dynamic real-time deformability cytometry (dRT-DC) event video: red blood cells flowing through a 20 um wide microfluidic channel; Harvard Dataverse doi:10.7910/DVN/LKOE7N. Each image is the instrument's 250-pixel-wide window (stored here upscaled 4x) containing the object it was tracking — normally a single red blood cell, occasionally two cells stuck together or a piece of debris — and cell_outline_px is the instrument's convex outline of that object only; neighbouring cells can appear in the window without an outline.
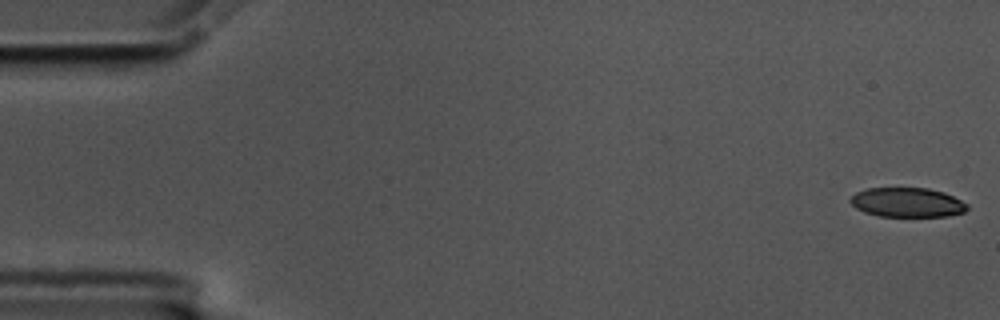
{"species": "common noctule bat (a hibernating species)", "species_latin": "Nyctalus noctula", "temperature_condition": "cold", "stored_images_in_passage": 55, "camera_frame_rate_fps": 3000, "um_per_image_px": 0.085, "animal": {"sex": "male", "body_mass_g": 17.5, "forearm_length_mm": 52.3}, "frame": {"image": 1, "passage_image": 1, "time_ms": 0.0, "image_size_px": [1000, 320], "cell_outline_px": [[968, 208], [964, 212], [948, 216], [880, 216], [864, 212], [856, 208], [848, 200], [856, 192], [868, 188], [928, 188], [944, 192], [968, 204]], "centroid_in_image_um": [77.11, 17.2], "position_along_channel_um": 7.9, "area_um2": 20.0}}
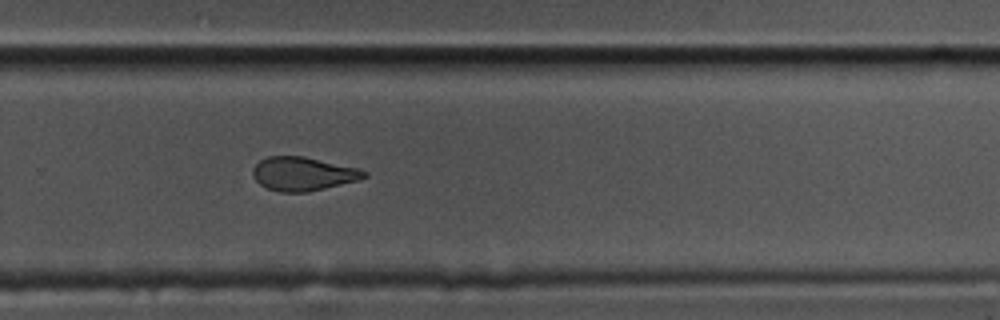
{"frame": {"image": 2, "passage_image": 38, "time_ms": 12.333, "image_size_px": [1000, 320], "cell_outline_px": [[368, 176], [360, 180], [308, 192], [280, 192], [268, 188], [260, 184], [252, 176], [252, 168], [260, 160], [268, 156], [304, 156], [360, 168], [368, 172]], "centroid_in_image_um": [25.79, 14.77], "position_along_channel_um": 304.0, "area_um2": 22.08}}
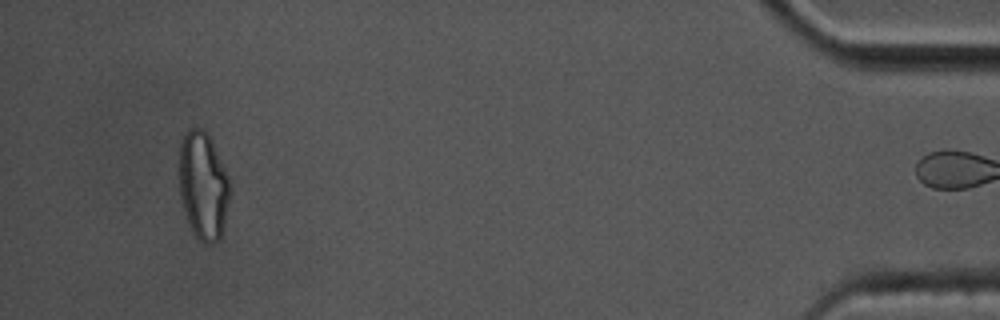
{"frame": {"image": 3, "passage_image": 54, "time_ms": 17.667, "image_size_px": [1000, 320], "cell_outline_px": [[228, 200], [224, 224], [220, 240], [212, 244], [204, 244], [196, 236], [184, 212], [180, 196], [180, 140], [184, 132], [188, 128], [204, 128], [208, 132], [212, 140], [228, 176]], "centroid_in_image_um": [17.25, 15.74], "position_along_channel_um": 417.9, "area_um2": 31.67}, "authors_computed_cell_mechanics": {"area_um2": 22.7732, "velocity_mm_per_s": 3.5089, "shape_relaxation_time_tau1_ms": 5.6961, "shape_relaxation_time_tau2_ms": 3.034, "deformation_change_tau1": 0.1357, "deformation_change_tau2": 0.0965}}